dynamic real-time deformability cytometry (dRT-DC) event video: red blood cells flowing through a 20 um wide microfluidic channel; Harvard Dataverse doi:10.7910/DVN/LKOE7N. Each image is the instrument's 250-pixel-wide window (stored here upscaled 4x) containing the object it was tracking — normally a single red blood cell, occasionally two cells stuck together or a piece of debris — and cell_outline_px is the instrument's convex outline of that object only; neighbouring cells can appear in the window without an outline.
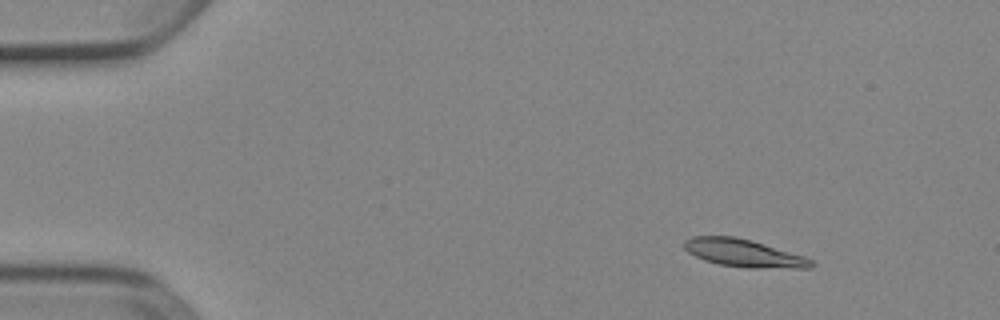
{"species": "Egyptian fruit bat (a non-hibernating species)", "species_latin": "Rousettus aegyptiacus", "temperature_condition": "cold", "stored_images_in_passage": 5, "camera_frame_rate_fps": 3000, "um_per_image_px": 0.085, "animal": {"sex": "female"}, "frame": {"image": 1, "passage_image": 2, "time_ms": 0.333, "image_size_px": [1000, 320], "cell_outline_px": [[816, 264], [812, 268], [748, 268], [720, 264], [704, 260], [688, 252], [684, 248], [684, 240], [692, 236], [732, 236], [752, 240], [804, 256], [812, 260]], "centroid_in_image_um": [63.23, 21.51], "position_along_channel_um": 21.8, "area_um2": 20.52}}
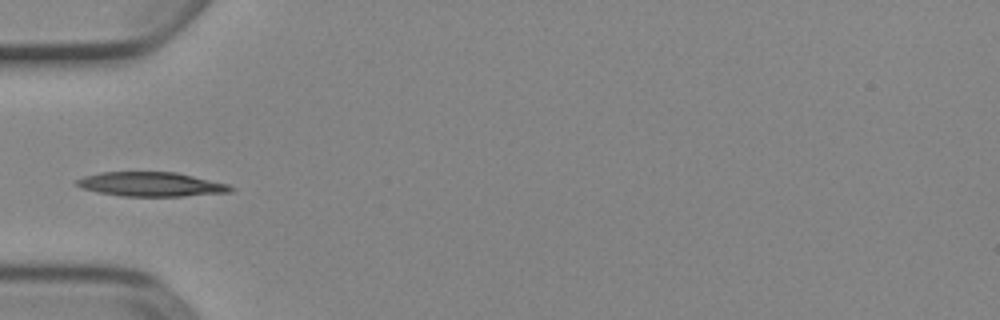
{"frame": {"image": 2, "passage_image": 5, "time_ms": 1.333, "image_size_px": [1000, 320], "cell_outline_px": [[236, 188], [232, 192], [184, 196], [120, 196], [96, 192], [80, 188], [76, 184], [76, 180], [84, 176], [100, 172], [176, 172], [228, 184]], "centroid_in_image_um": [12.83, 15.67], "position_along_channel_um": 72.2, "area_um2": 21.91}}